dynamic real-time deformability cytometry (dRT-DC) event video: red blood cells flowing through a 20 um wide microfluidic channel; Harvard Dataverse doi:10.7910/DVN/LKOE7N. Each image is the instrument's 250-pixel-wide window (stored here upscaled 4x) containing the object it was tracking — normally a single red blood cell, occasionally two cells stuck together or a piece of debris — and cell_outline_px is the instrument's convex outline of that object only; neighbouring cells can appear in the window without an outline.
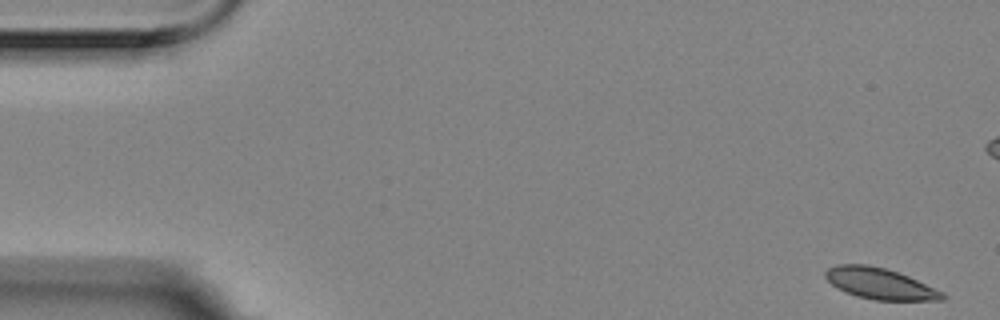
{"species": "Egyptian fruit bat (a non-hibernating species)", "species_latin": "Rousettus aegyptiacus", "temperature_condition": "room temperature", "stored_images_in_passage": 57, "camera_frame_rate_fps": 3000, "um_per_image_px": 0.085, "animal": {"sex": "female"}, "frame": {"image": 1, "passage_image": 1, "time_ms": 0.0, "image_size_px": [1000, 320], "cell_outline_px": [[948, 296], [944, 300], [876, 300], [856, 296], [836, 288], [824, 276], [824, 272], [828, 268], [836, 264], [868, 264], [884, 268], [908, 276], [944, 292]], "centroid_in_image_um": [74.79, 24.1], "position_along_channel_um": 10.2, "area_um2": 21.21}}
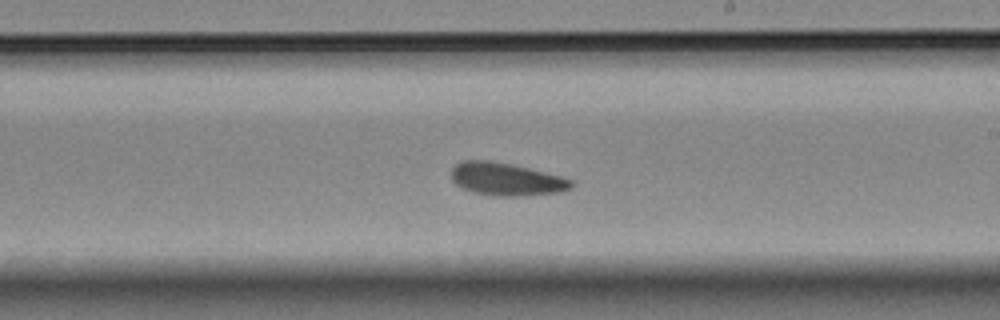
{"frame": {"image": 2, "passage_image": 32, "time_ms": 10.333, "image_size_px": [1000, 320], "cell_outline_px": [[576, 184], [572, 188], [560, 192], [520, 196], [504, 196], [476, 192], [464, 188], [456, 184], [452, 180], [452, 168], [456, 164], [464, 160], [492, 160], [512, 164], [564, 176], [572, 180]], "centroid_in_image_um": [43.1, 15.21], "position_along_channel_um": 245.9, "area_um2": 22.95}}
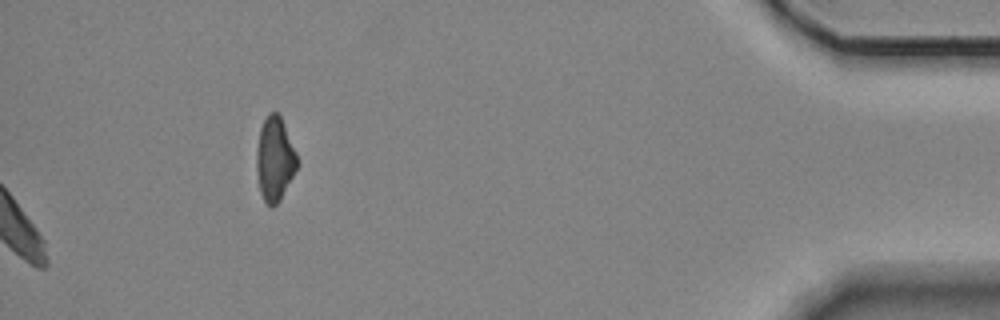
{"frame": {"image": 3, "passage_image": 57, "time_ms": 18.667, "image_size_px": [1000, 320], "cell_outline_px": [[300, 164], [280, 200], [272, 208], [268, 208], [260, 192], [256, 168], [256, 148], [260, 128], [268, 112], [276, 112], [280, 116], [296, 152]], "centroid_in_image_um": [23.35, 13.55], "position_along_channel_um": 411.8, "area_um2": 20.11}, "authors_computed_cell_mechanics": {"area_um2": 22.1952, "velocity_mm_per_s": 3.486, "shape_relaxation_time_tau1_ms": 3.4962, "shape_relaxation_time_tau2_ms": null, "deformation_change_tau1": 0.0766, "deformation_change_tau2": null}}